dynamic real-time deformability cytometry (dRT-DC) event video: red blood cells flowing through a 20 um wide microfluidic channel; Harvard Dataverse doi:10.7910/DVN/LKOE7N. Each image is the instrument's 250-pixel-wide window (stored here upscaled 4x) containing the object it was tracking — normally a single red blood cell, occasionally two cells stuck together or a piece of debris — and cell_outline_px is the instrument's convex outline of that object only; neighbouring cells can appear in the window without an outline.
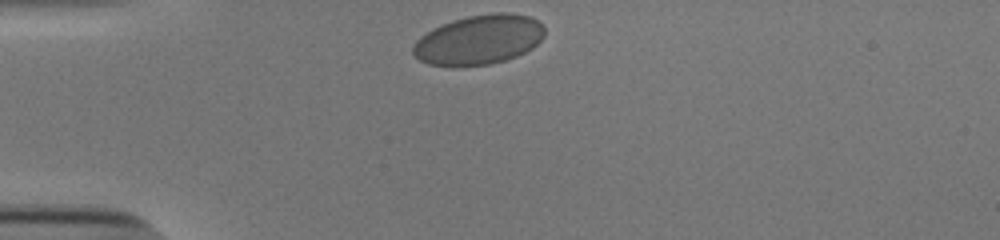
{"species": "human", "species_latin": "Homo sapiens", "temperature_condition": "cold", "stored_images_in_passage": 30, "camera_frame_rate_fps": 3000, "um_per_image_px": 0.085, "donor": {"sex": "male"}, "frame": {"image": 1, "passage_image": 1, "time_ms": 0.0, "image_size_px": [1000, 240], "cell_outline_px": [[544, 36], [532, 48], [516, 56], [492, 64], [456, 68], [452, 68], [428, 64], [412, 56], [412, 44], [420, 36], [432, 28], [452, 20], [468, 16], [496, 12], [512, 12], [528, 16], [536, 20], [544, 28]], "centroid_in_image_um": [40.64, 3.4], "position_along_channel_um": 44.4, "area_um2": 38.67}}
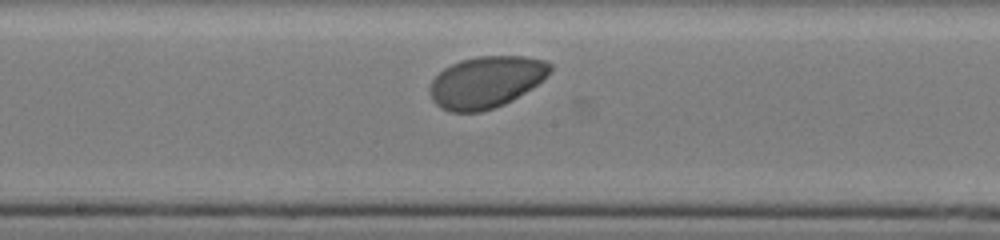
{"frame": {"image": 2, "passage_image": 16, "time_ms": 5.0, "image_size_px": [1000, 240], "cell_outline_px": [[552, 68], [532, 88], [512, 100], [504, 104], [480, 112], [452, 112], [440, 108], [432, 100], [428, 92], [428, 88], [432, 80], [444, 68], [460, 60], [476, 56], [524, 56], [544, 60], [552, 64]], "centroid_in_image_um": [41.27, 6.97], "position_along_channel_um": 206.9, "area_um2": 36.13}}
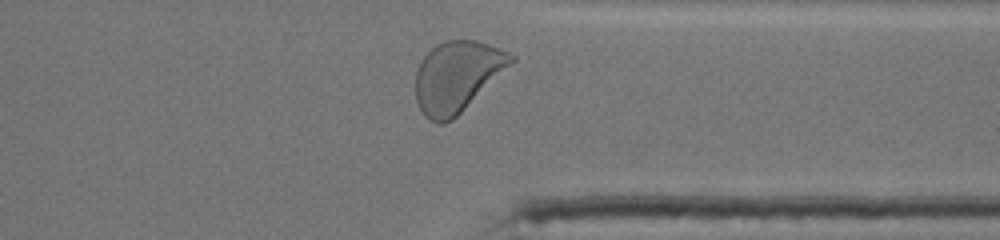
{"frame": {"image": 3, "passage_image": 29, "time_ms": 9.333, "image_size_px": [1000, 240], "cell_outline_px": [[516, 60], [452, 120], [444, 124], [436, 124], [428, 120], [424, 116], [416, 100], [416, 72], [424, 56], [436, 44], [444, 40], [476, 40], [488, 44], [508, 52], [516, 56]], "centroid_in_image_um": [38.84, 6.5], "position_along_channel_um": 372.6, "area_um2": 39.13}, "authors_computed_cell_mechanics": {"area_um2": 36.6452, "velocity_mm_per_s": 3.832, "shape_relaxation_time_tau1_ms": 1.813, "shape_relaxation_time_tau2_ms": null, "deformation_change_tau1": 0.0456, "deformation_change_tau2": null}}